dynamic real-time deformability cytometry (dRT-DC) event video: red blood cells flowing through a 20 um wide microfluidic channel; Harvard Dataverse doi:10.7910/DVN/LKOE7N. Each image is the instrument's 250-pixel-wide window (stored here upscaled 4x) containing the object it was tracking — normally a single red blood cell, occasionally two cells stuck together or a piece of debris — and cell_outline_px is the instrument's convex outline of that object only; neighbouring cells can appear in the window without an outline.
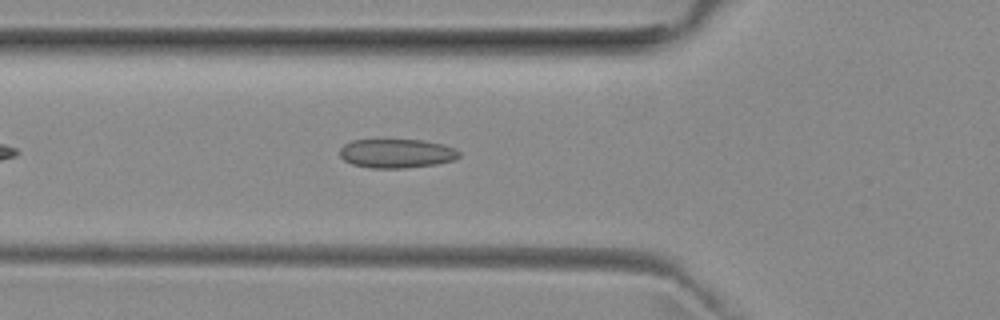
{"species": "common noctule bat (a hibernating species)", "species_latin": "Nyctalus noctula", "temperature_condition": "room temperature", "stored_images_in_passage": 36, "camera_frame_rate_fps": 3000, "um_per_image_px": 0.085, "animal": {"sex": "female", "body_mass_g": 29.2, "forearm_length_mm": 56.3}, "frame": {"image": 1, "passage_image": 7, "time_ms": 2.0, "image_size_px": [1000, 320], "cell_outline_px": [[460, 156], [456, 160], [436, 164], [404, 168], [368, 168], [352, 164], [344, 160], [340, 156], [340, 148], [344, 144], [352, 140], [380, 136], [424, 140], [444, 144], [456, 148], [460, 152]], "centroid_in_image_um": [33.69, 12.98], "position_along_channel_um": 92.1, "area_um2": 21.44}}
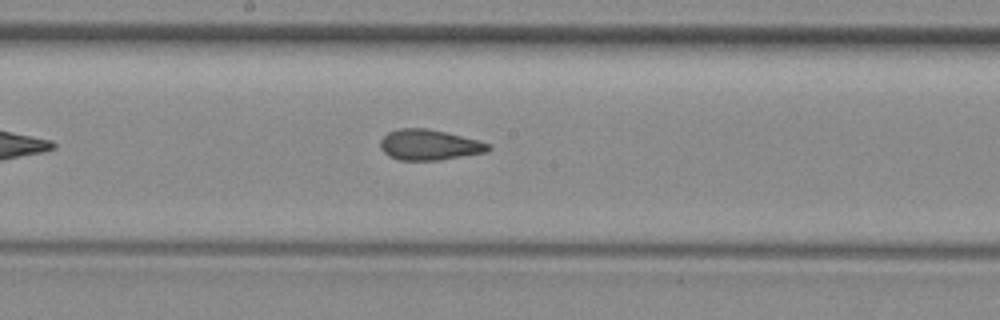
{"frame": {"image": 2, "passage_image": 16, "time_ms": 5.0, "image_size_px": [1000, 320], "cell_outline_px": [[492, 148], [488, 152], [436, 160], [396, 160], [388, 156], [380, 148], [380, 140], [388, 132], [400, 128], [428, 128], [476, 140], [488, 144]], "centroid_in_image_um": [36.43, 12.32], "position_along_channel_um": 211.8, "area_um2": 19.07}}
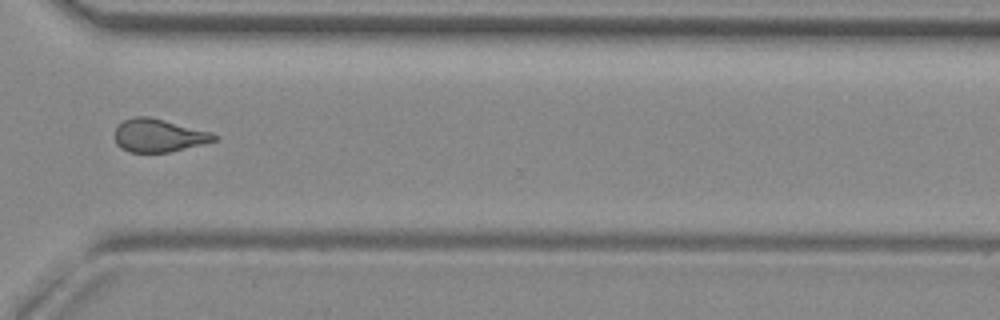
{"frame": {"image": 3, "passage_image": 27, "time_ms": 8.667, "image_size_px": [1000, 320], "cell_outline_px": [[220, 140], [168, 152], [128, 152], [120, 148], [116, 144], [116, 128], [124, 120], [132, 116], [148, 116], [212, 132], [220, 136]], "centroid_in_image_um": [13.52, 11.52], "position_along_channel_um": 357.1, "area_um2": 19.19}, "authors_computed_cell_mechanics": {"area_um2": 19.4497, "velocity_mm_per_s": 3.9667, "shape_relaxation_time_tau1_ms": null, "shape_relaxation_time_tau2_ms": 1.8994, "deformation_change_tau1": null, "deformation_change_tau2": 0.0909}}